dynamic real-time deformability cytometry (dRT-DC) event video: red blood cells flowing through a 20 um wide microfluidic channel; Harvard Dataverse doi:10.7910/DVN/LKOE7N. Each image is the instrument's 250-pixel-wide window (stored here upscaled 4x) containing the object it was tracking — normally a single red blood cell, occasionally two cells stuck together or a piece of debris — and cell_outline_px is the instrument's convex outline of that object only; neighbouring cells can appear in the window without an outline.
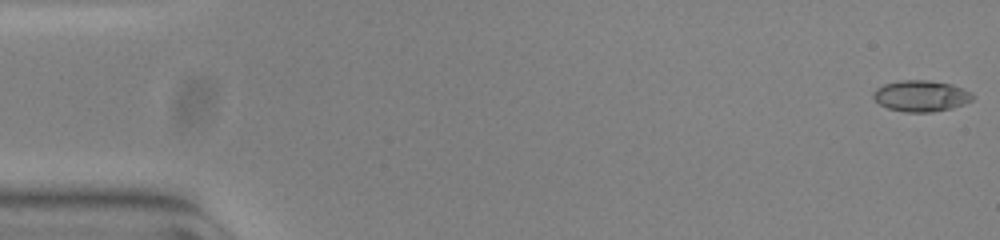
{"species": "common noctule bat (a hibernating species)", "species_latin": "Nyctalus noctula", "temperature_condition": "warm", "stored_images_in_passage": 54, "camera_frame_rate_fps": 3000, "um_per_image_px": 0.085, "animal": {"sex": "female", "body_mass_g": 23.0, "forearm_length_mm": 53.4}, "frame": {"image": 1, "passage_image": 1, "time_ms": 0.0, "image_size_px": [1000, 240], "cell_outline_px": [[976, 96], [972, 100], [964, 104], [952, 108], [932, 112], [904, 112], [888, 108], [880, 104], [872, 96], [872, 92], [876, 88], [884, 84], [900, 80], [928, 80], [952, 84], [972, 92]], "centroid_in_image_um": [78.3, 8.15], "position_along_channel_um": 6.7, "area_um2": 18.21}}
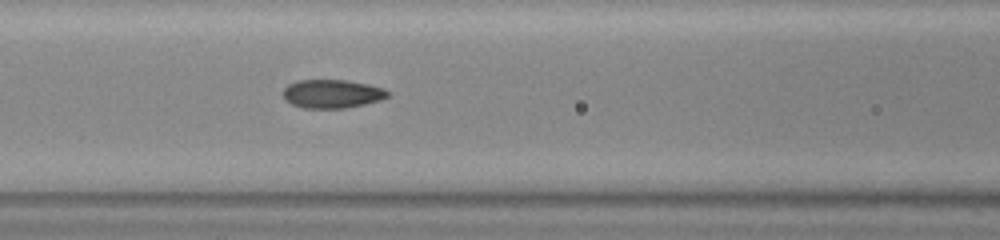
{"frame": {"image": 2, "passage_image": 23, "time_ms": 7.333, "image_size_px": [1000, 240], "cell_outline_px": [[392, 92], [388, 96], [380, 100], [364, 104], [344, 108], [304, 108], [292, 104], [284, 100], [284, 88], [288, 84], [296, 80], [344, 80], [368, 84], [384, 88]], "centroid_in_image_um": [28.23, 7.97], "position_along_channel_um": 138.4, "area_um2": 17.46}}
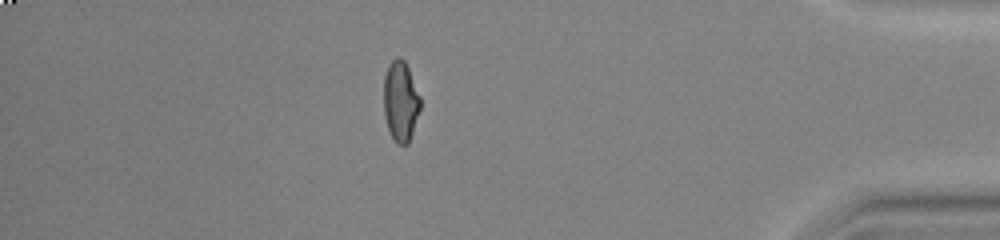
{"frame": {"image": 3, "passage_image": 47, "time_ms": 15.333, "image_size_px": [1000, 240], "cell_outline_px": [[420, 108], [408, 144], [396, 144], [388, 128], [384, 116], [384, 76], [388, 64], [396, 56], [400, 56], [404, 60], [408, 68], [420, 96]], "centroid_in_image_um": [34.03, 8.57], "position_along_channel_um": 401.2, "area_um2": 17.05}, "authors_computed_cell_mechanics": {"area_um2": 17.34, "velocity_mm_per_s": 3.8241, "shape_relaxation_time_tau1_ms": 10.4497, "shape_relaxation_time_tau2_ms": 0.8759, "deformation_change_tau1": 0.2989, "deformation_change_tau2": 0.0657}}